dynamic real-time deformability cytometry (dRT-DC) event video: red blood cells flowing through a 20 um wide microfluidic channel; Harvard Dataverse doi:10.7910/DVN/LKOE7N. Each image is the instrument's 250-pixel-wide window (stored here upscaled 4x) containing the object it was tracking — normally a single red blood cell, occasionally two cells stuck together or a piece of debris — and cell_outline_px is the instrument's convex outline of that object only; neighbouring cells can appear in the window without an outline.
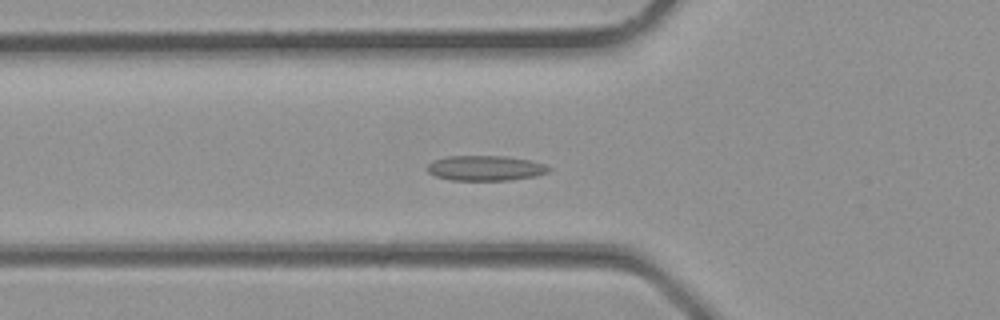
{"species": "common noctule bat (a hibernating species)", "species_latin": "Nyctalus noctula", "temperature_condition": "room temperature", "stored_images_in_passage": 30, "camera_frame_rate_fps": 3000, "um_per_image_px": 0.085, "animal": {"sex": "male", "body_mass_g": 23.1, "forearm_length_mm": 52.7}, "frame": {"image": 1, "passage_image": 6, "time_ms": 1.667, "image_size_px": [1000, 320], "cell_outline_px": [[552, 168], [548, 172], [536, 176], [508, 180], [452, 180], [436, 176], [428, 172], [428, 164], [432, 160], [444, 156], [504, 156], [532, 160], [544, 164]], "centroid_in_image_um": [41.27, 14.28], "position_along_channel_um": 84.5, "area_um2": 17.86}}
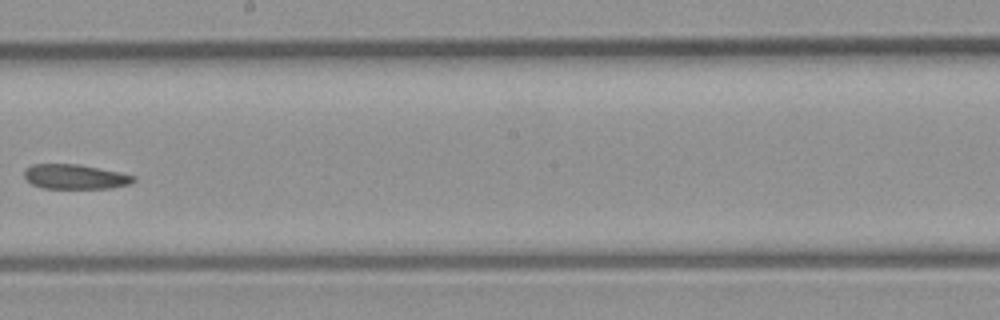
{"frame": {"image": 2, "passage_image": 14, "time_ms": 4.333, "image_size_px": [1000, 320], "cell_outline_px": [[136, 180], [128, 184], [112, 188], [44, 188], [32, 184], [24, 176], [24, 168], [32, 164], [80, 164], [120, 172], [136, 176]], "centroid_in_image_um": [6.39, 15.01], "position_along_channel_um": 241.8, "area_um2": 15.78}}
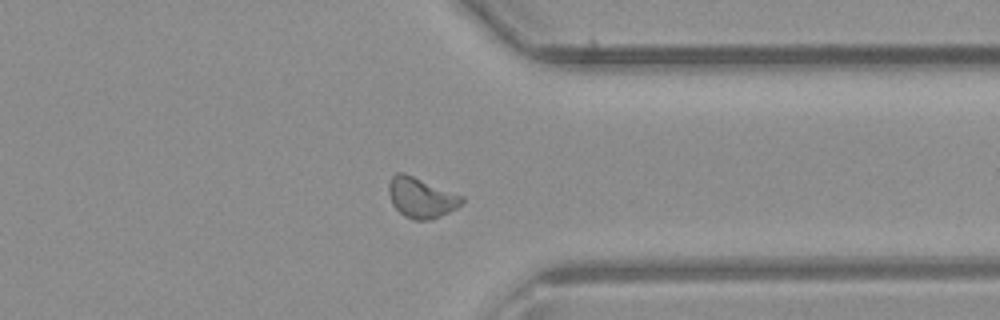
{"frame": {"image": 3, "passage_image": 21, "time_ms": 6.667, "image_size_px": [1000, 320], "cell_outline_px": [[464, 200], [456, 208], [432, 220], [412, 220], [404, 216], [392, 204], [388, 192], [388, 180], [396, 172], [404, 172], [464, 196]], "centroid_in_image_um": [35.77, 16.79], "position_along_channel_um": 375.6, "area_um2": 17.34}}